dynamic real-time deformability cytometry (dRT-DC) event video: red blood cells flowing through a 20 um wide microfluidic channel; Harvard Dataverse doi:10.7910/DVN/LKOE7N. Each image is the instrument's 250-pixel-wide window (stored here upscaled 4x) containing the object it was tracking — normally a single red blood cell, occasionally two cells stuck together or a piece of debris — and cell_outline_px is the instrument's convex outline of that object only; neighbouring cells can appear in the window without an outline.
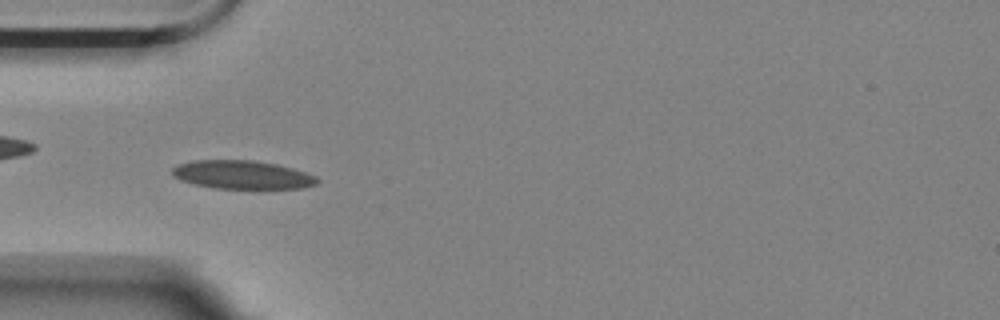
{"species": "Egyptian fruit bat (a non-hibernating species)", "species_latin": "Rousettus aegyptiacus", "temperature_condition": "room temperature", "stored_images_in_passage": 55, "camera_frame_rate_fps": 3000, "um_per_image_px": 0.085, "animal": {"sex": "female"}, "frame": {"image": 1, "passage_image": 16, "time_ms": 5.0, "image_size_px": [1000, 320], "cell_outline_px": [[320, 180], [316, 184], [300, 188], [212, 188], [192, 184], [180, 180], [172, 176], [172, 168], [176, 164], [192, 160], [256, 160], [276, 164], [292, 168], [316, 176]], "centroid_in_image_um": [20.53, 14.84], "position_along_channel_um": 64.5, "area_um2": 24.16}}
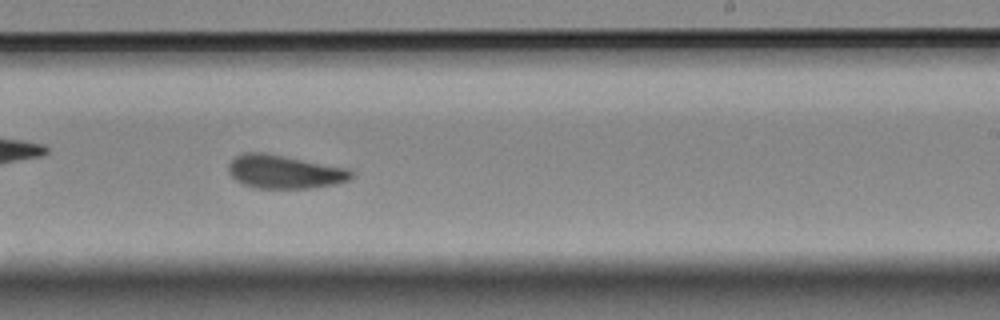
{"frame": {"image": 2, "passage_image": 33, "time_ms": 10.667, "image_size_px": [1000, 320], "cell_outline_px": [[352, 176], [348, 180], [336, 184], [312, 188], [256, 188], [244, 184], [236, 180], [228, 172], [228, 164], [236, 156], [244, 152], [264, 152], [348, 168], [352, 172]], "centroid_in_image_um": [24.17, 14.6], "position_along_channel_um": 264.8, "area_um2": 23.93}}
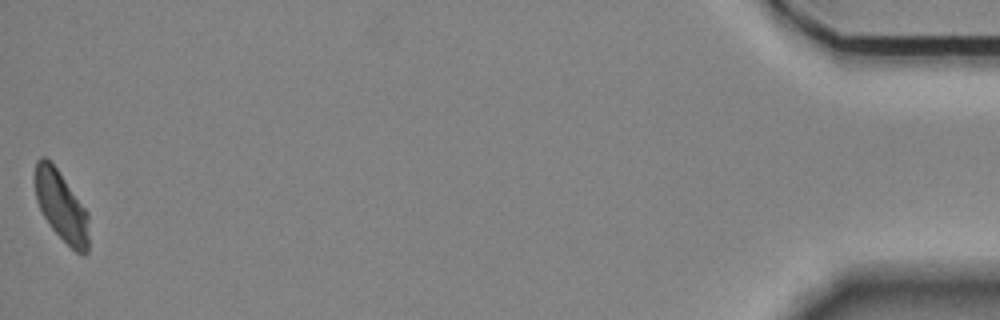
{"frame": {"image": 3, "passage_image": 55, "time_ms": 18.0, "image_size_px": [1000, 320], "cell_outline_px": [[88, 252], [84, 256], [76, 252], [52, 228], [44, 216], [36, 200], [36, 160], [40, 156], [44, 156], [56, 168], [88, 212]], "centroid_in_image_um": [5.23, 17.55], "position_along_channel_um": 430.0, "area_um2": 21.44}, "authors_computed_cell_mechanics": {"area_um2": 23.5246, "velocity_mm_per_s": 3.539, "shape_relaxation_time_tau1_ms": 5.4402, "shape_relaxation_time_tau2_ms": 2.5143, "deformation_change_tau1": 0.1283, "deformation_change_tau2": 0.0744}}